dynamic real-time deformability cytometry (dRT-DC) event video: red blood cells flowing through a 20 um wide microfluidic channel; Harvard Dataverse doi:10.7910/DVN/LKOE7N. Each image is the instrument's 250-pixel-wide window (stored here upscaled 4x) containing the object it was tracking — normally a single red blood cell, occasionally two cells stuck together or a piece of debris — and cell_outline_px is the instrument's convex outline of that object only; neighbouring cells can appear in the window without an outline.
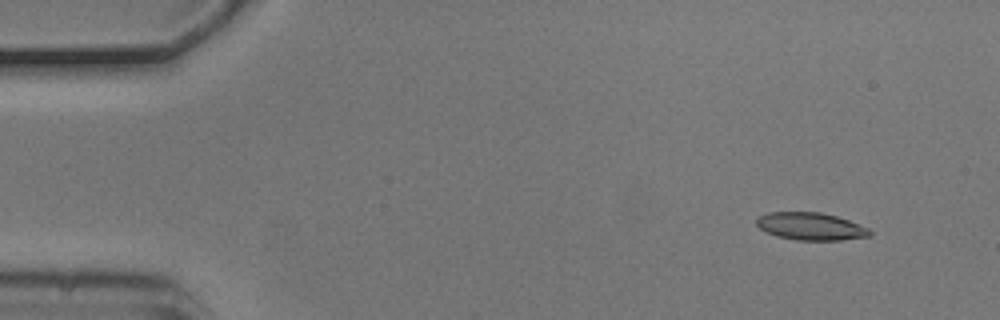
{"species": "common noctule bat (a hibernating species)", "species_latin": "Nyctalus noctula", "temperature_condition": "cold", "stored_images_in_passage": 4, "camera_frame_rate_fps": 3000, "um_per_image_px": 0.085, "animal": {"sex": "male", "body_mass_g": 20.5, "forearm_length_mm": 52.5}, "frame": {"image": 1, "passage_image": 2, "time_ms": 0.333, "image_size_px": [1000, 320], "cell_outline_px": [[872, 236], [840, 240], [796, 240], [776, 236], [760, 228], [756, 224], [756, 216], [768, 212], [820, 212], [836, 216], [848, 220], [868, 228], [872, 232]], "centroid_in_image_um": [68.9, 19.24], "position_along_channel_um": 16.1, "area_um2": 18.21}}